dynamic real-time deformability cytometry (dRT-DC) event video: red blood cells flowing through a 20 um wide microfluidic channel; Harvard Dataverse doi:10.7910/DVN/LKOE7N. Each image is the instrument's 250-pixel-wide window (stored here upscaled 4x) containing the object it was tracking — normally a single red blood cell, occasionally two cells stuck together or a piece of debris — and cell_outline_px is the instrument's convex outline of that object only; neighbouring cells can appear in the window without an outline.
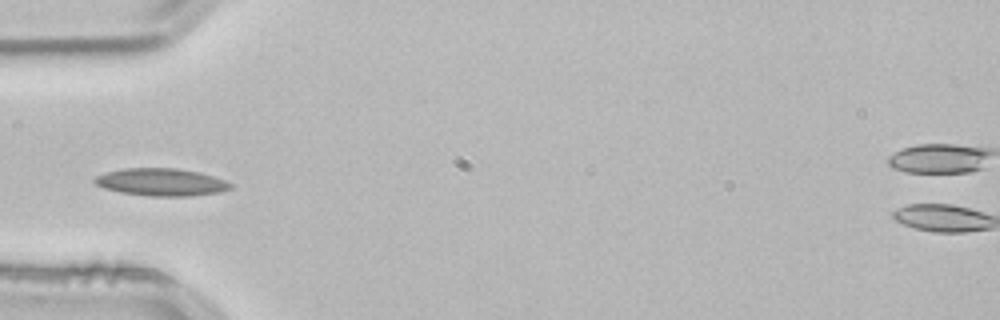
{"species": "common noctule bat (a hibernating species)", "species_latin": "Nyctalus noctula", "temperature_condition": "room temperature", "stored_images_in_passage": 18, "camera_frame_rate_fps": 3000, "um_per_image_px": 0.085, "animal": {"sex": "male", "body_mass_g": 21.5, "forearm_length_mm": 52.0}, "frame": {"image": 1, "passage_image": 1, "time_ms": 0.0, "image_size_px": [1000, 320], "cell_outline_px": [[232, 188], [220, 192], [192, 196], [152, 196], [120, 192], [104, 188], [96, 184], [92, 180], [96, 176], [108, 172], [124, 168], [176, 168], [200, 172], [224, 180], [232, 184]], "centroid_in_image_um": [13.72, 15.48], "position_along_channel_um": 71.3, "area_um2": 21.68}}